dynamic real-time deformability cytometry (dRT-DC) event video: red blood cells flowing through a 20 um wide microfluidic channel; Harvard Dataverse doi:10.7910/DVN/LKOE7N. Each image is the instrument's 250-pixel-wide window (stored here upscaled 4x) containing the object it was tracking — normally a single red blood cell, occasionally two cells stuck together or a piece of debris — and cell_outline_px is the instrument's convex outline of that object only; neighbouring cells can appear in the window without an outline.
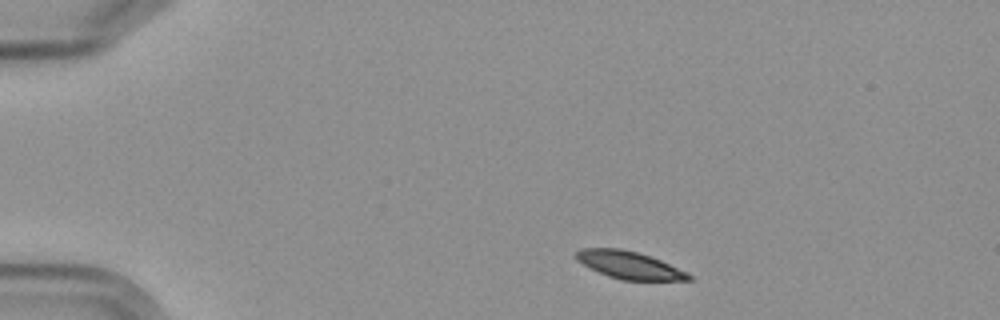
{"species": "Egyptian fruit bat (a non-hibernating species)", "species_latin": "Rousettus aegyptiacus", "temperature_condition": "cold", "stored_images_in_passage": 4, "segment_of_instrument_passage": [1, 2], "camera_frame_rate_fps": 3000, "um_per_image_px": 0.085, "frame": {"image": 1, "passage_image": 1, "time_ms": 0.0, "image_size_px": [1000, 320], "cell_outline_px": [[692, 280], [620, 280], [608, 276], [576, 260], [576, 252], [580, 248], [620, 248], [636, 252], [660, 260], [688, 272], [692, 276]], "centroid_in_image_um": [53.5, 22.53], "position_along_channel_um": 31.5, "area_um2": 17.8}}